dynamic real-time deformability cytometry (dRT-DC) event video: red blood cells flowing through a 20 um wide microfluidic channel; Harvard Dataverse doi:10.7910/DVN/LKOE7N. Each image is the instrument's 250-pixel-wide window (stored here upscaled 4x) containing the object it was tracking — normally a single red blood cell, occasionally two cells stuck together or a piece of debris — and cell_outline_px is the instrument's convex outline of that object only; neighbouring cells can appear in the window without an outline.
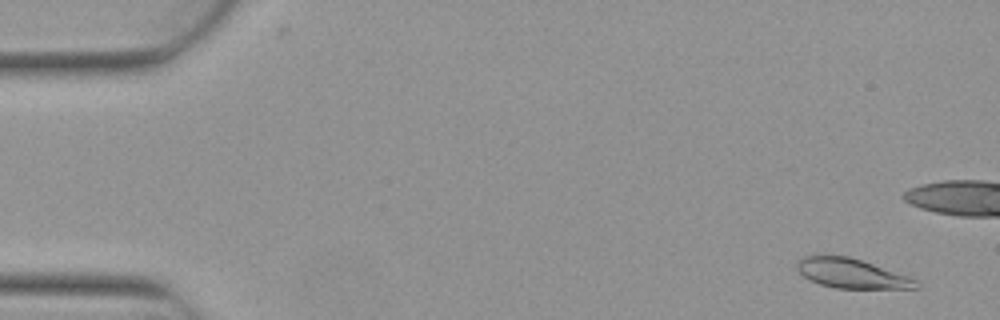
{"species": "Egyptian fruit bat (a non-hibernating species)", "species_latin": "Rousettus aegyptiacus", "temperature_condition": "warm", "stored_images_in_passage": 5, "camera_frame_rate_fps": 3000, "um_per_image_px": 0.085, "animal": {"sex": "female"}, "frame": {"image": 1, "passage_image": 1, "time_ms": 0.0, "image_size_px": [1000, 320], "cell_outline_px": [[920, 288], [836, 288], [820, 284], [808, 280], [796, 268], [796, 264], [804, 256], [848, 256], [908, 276], [916, 280], [920, 284]], "centroid_in_image_um": [72.38, 23.25], "position_along_channel_um": 12.6, "area_um2": 20.11}}